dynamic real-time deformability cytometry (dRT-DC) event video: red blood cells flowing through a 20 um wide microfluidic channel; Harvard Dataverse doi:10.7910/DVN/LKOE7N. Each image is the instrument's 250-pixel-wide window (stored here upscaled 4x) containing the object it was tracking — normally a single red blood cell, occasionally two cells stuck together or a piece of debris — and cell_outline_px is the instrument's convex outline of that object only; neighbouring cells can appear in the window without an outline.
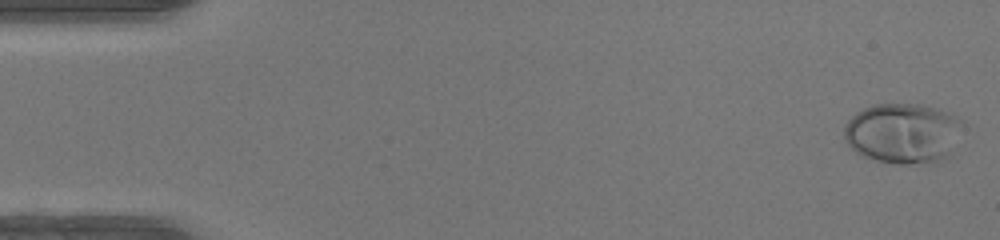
{"species": "human", "species_latin": "Homo sapiens", "temperature_condition": "warm", "stored_images_in_passage": 48, "camera_frame_rate_fps": 3000, "um_per_image_px": 0.085, "donor": {"sex": "female"}, "frame": {"image": 1, "passage_image": 1, "time_ms": 0.0, "image_size_px": [1000, 240], "cell_outline_px": [[964, 120], [948, 156], [944, 160], [908, 164], [896, 164], [876, 160], [864, 156], [856, 152], [844, 140], [844, 128], [848, 120], [856, 112], [872, 104], [920, 104], [936, 108], [948, 112]], "centroid_in_image_um": [76.72, 11.31], "position_along_channel_um": 8.3, "area_um2": 41.5}}
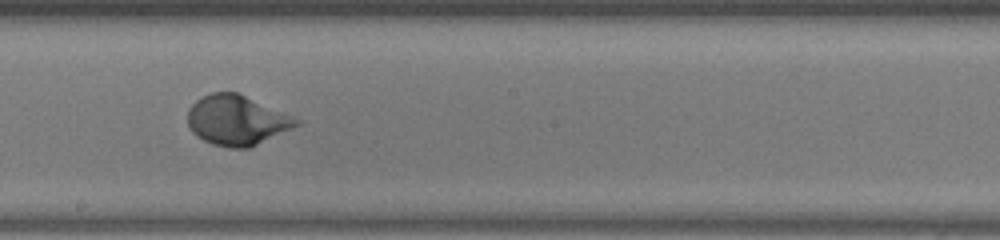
{"frame": {"image": 2, "passage_image": 27, "time_ms": 8.667, "image_size_px": [1000, 240], "cell_outline_px": [[304, 120], [300, 124], [292, 128], [248, 148], [228, 148], [212, 144], [196, 136], [192, 132], [188, 124], [188, 108], [200, 96], [212, 92], [236, 92]], "centroid_in_image_um": [20.12, 10.21], "position_along_channel_um": 228.1, "area_um2": 31.67}}
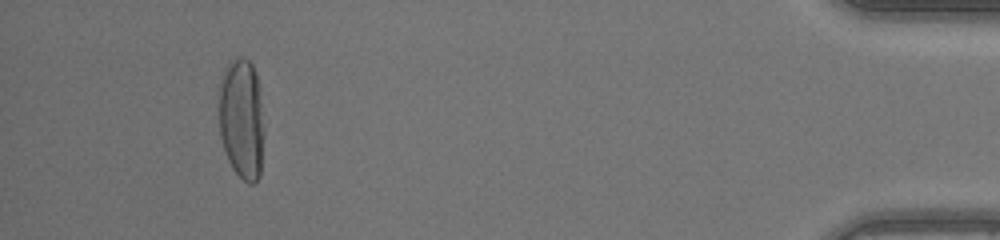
{"frame": {"image": 3, "passage_image": 45, "time_ms": 14.667, "image_size_px": [1000, 240], "cell_outline_px": [[264, 136], [260, 176], [252, 184], [248, 184], [232, 168], [228, 160], [220, 136], [220, 80], [224, 68], [236, 56], [244, 56], [252, 64], [256, 72], [264, 128]], "centroid_in_image_um": [20.55, 10.1], "position_along_channel_um": 414.6, "area_um2": 31.91}, "authors_computed_cell_mechanics": {"area_um2": 31.3276, "velocity_mm_per_s": 4.2754, "shape_relaxation_time_tau1_ms": 3.2626, "shape_relaxation_time_tau2_ms": null, "deformation_change_tau1": 0.2192, "deformation_change_tau2": null}}